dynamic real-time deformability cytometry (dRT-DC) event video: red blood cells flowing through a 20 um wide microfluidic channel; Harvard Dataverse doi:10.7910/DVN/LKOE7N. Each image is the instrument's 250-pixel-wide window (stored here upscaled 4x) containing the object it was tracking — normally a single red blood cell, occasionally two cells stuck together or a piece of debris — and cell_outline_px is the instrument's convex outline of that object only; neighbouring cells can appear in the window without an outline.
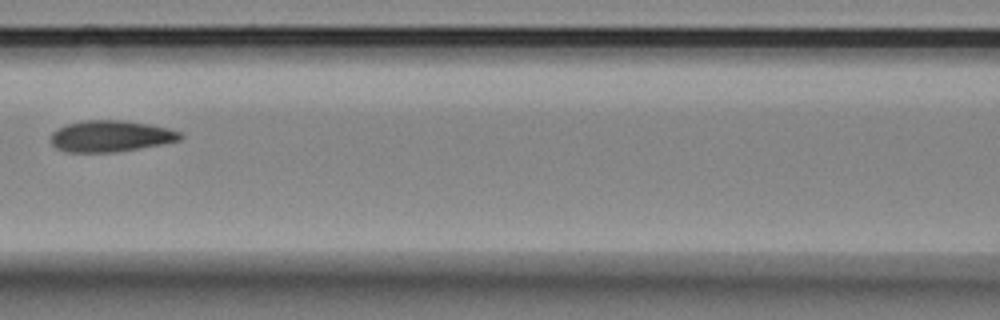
{"species": "Egyptian fruit bat (a non-hibernating species)", "species_latin": "Rousettus aegyptiacus", "temperature_condition": "room temperature", "stored_images_in_passage": 14, "camera_frame_rate_fps": 3000, "um_per_image_px": 0.085, "animal": {"sex": "female"}, "frame": {"image": 1, "passage_image": 6, "time_ms": 1.667, "image_size_px": [1000, 320], "cell_outline_px": [[184, 136], [180, 140], [160, 144], [116, 152], [68, 152], [56, 148], [52, 144], [52, 132], [64, 124], [84, 120], [124, 120], [148, 124], [168, 128], [180, 132]], "centroid_in_image_um": [9.39, 11.56], "position_along_channel_um": 157.2, "area_um2": 23.58}}
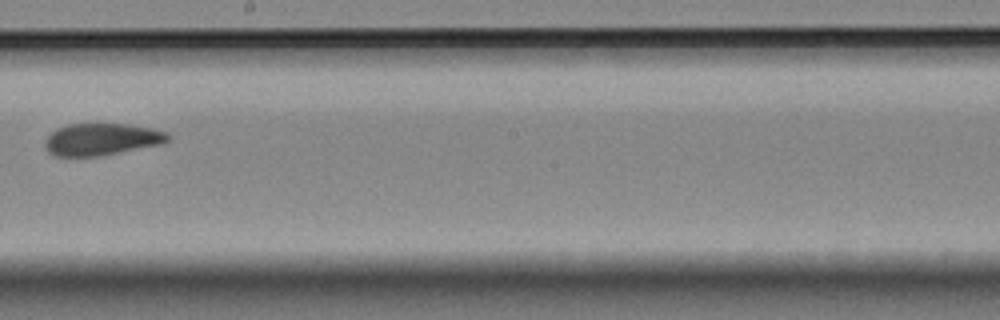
{"frame": {"image": 2, "passage_image": 8, "time_ms": 2.333, "image_size_px": [1000, 320], "cell_outline_px": [[172, 136], [168, 140], [160, 144], [100, 156], [56, 156], [48, 152], [44, 148], [44, 140], [56, 128], [68, 124], [100, 120], [128, 124], [152, 128], [168, 132]], "centroid_in_image_um": [8.61, 11.79], "position_along_channel_um": 239.6, "area_um2": 23.87}}
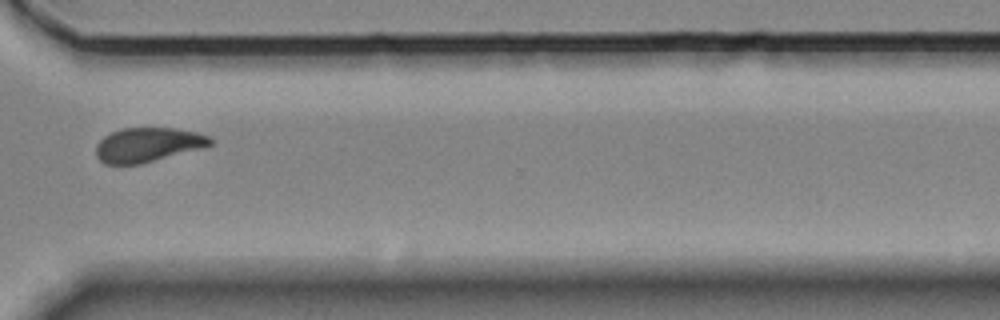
{"frame": {"image": 3, "passage_image": 11, "time_ms": 3.333, "image_size_px": [1000, 320], "cell_outline_px": [[212, 144], [200, 148], [140, 164], [104, 164], [96, 156], [96, 144], [104, 136], [120, 128], [176, 128], [196, 132], [212, 136]], "centroid_in_image_um": [12.55, 12.29], "position_along_channel_um": 358.1, "area_um2": 22.77}}